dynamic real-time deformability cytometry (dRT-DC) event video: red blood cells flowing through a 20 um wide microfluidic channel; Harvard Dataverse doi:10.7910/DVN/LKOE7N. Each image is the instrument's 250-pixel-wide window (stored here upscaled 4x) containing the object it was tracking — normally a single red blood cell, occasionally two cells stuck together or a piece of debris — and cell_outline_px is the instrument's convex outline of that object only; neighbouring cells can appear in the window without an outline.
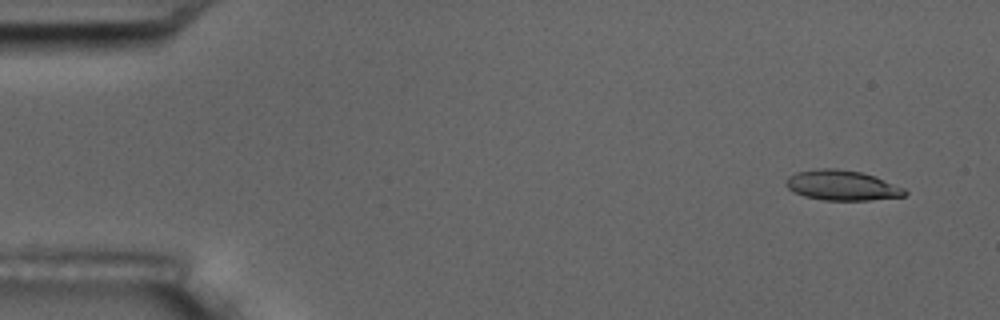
{"species": "common noctule bat (a hibernating species)", "species_latin": "Nyctalus noctula", "temperature_condition": "room temperature", "stored_images_in_passage": 10, "camera_frame_rate_fps": 3000, "um_per_image_px": 0.085, "animal": {"sex": "male", "body_mass_g": 17.5, "forearm_length_mm": 52.3}, "frame": {"image": 1, "passage_image": 1, "time_ms": 0.0, "image_size_px": [1000, 320], "cell_outline_px": [[908, 192], [904, 196], [872, 200], [824, 200], [804, 196], [792, 192], [784, 184], [788, 176], [796, 172], [816, 168], [836, 168], [860, 172], [876, 176], [904, 188]], "centroid_in_image_um": [71.54, 15.75], "position_along_channel_um": 13.5, "area_um2": 21.04}}
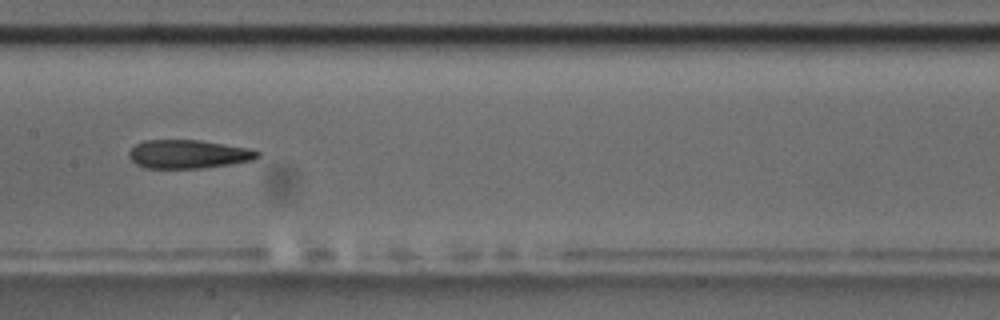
{"frame": {"image": 2, "passage_image": 8, "time_ms": 8.333, "image_size_px": [1000, 320], "cell_outline_px": [[260, 156], [252, 160], [228, 164], [200, 168], [144, 168], [136, 164], [128, 156], [128, 152], [136, 144], [144, 140], [200, 140], [248, 148], [260, 152]], "centroid_in_image_um": [15.97, 13.1], "position_along_channel_um": 191.4, "area_um2": 21.27}}
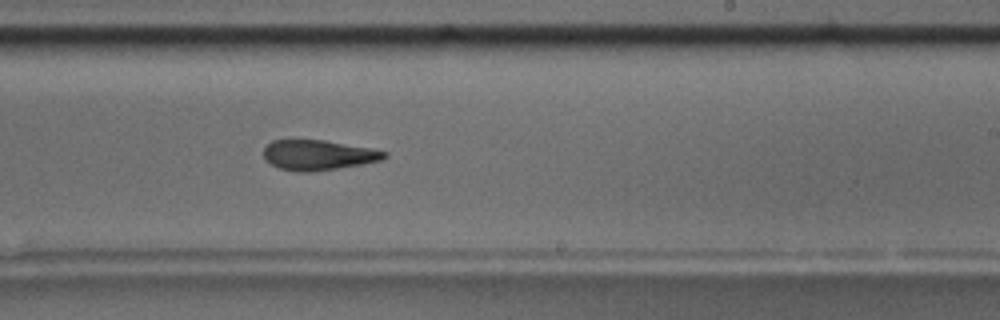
{"frame": {"image": 3, "passage_image": 10, "time_ms": 10.333, "image_size_px": [1000, 320], "cell_outline_px": [[388, 156], [380, 160], [364, 164], [308, 172], [296, 172], [280, 168], [264, 160], [264, 148], [272, 140], [324, 140], [368, 148], [388, 152]], "centroid_in_image_um": [27.03, 13.18], "position_along_channel_um": 262.0, "area_um2": 20.98}}